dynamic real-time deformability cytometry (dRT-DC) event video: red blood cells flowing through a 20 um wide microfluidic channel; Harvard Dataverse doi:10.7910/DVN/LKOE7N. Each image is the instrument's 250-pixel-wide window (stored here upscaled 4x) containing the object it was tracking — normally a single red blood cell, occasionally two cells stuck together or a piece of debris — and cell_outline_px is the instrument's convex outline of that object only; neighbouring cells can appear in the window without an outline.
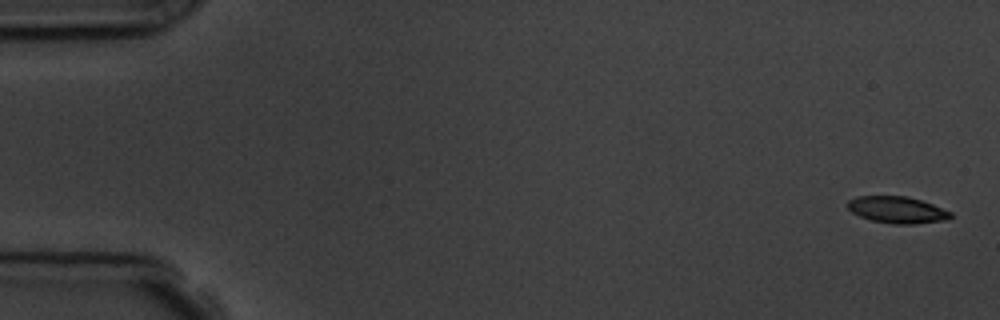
{"species": "common noctule bat (a hibernating species)", "species_latin": "Nyctalus noctula", "temperature_condition": "room temperature", "stored_images_in_passage": 5, "camera_frame_rate_fps": 3000, "um_per_image_px": 0.085, "animal": {"sex": "male", "body_mass_g": 19.5, "forearm_length_mm": 54.6}, "frame": {"image": 1, "passage_image": 1, "time_ms": 0.0, "image_size_px": [1000, 320], "cell_outline_px": [[952, 216], [944, 220], [912, 224], [892, 224], [872, 220], [860, 216], [852, 212], [848, 208], [848, 200], [856, 196], [908, 196], [932, 204], [952, 212]], "centroid_in_image_um": [76.24, 17.83], "position_along_channel_um": 8.8, "area_um2": 15.9}}
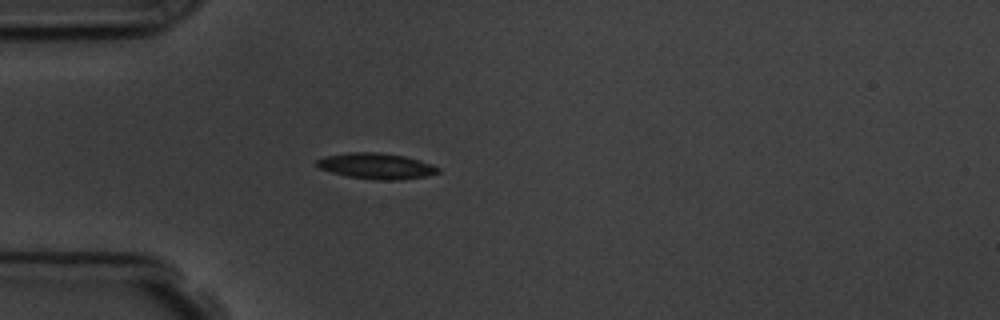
{"frame": {"image": 2, "passage_image": 5, "time_ms": 4.667, "image_size_px": [1000, 320], "cell_outline_px": [[440, 172], [428, 176], [396, 180], [376, 180], [348, 176], [332, 172], [320, 168], [316, 164], [316, 160], [324, 156], [348, 152], [376, 152], [404, 156], [432, 164], [440, 168]], "centroid_in_image_um": [32.0, 14.11], "position_along_channel_um": 53.0, "area_um2": 18.21}}